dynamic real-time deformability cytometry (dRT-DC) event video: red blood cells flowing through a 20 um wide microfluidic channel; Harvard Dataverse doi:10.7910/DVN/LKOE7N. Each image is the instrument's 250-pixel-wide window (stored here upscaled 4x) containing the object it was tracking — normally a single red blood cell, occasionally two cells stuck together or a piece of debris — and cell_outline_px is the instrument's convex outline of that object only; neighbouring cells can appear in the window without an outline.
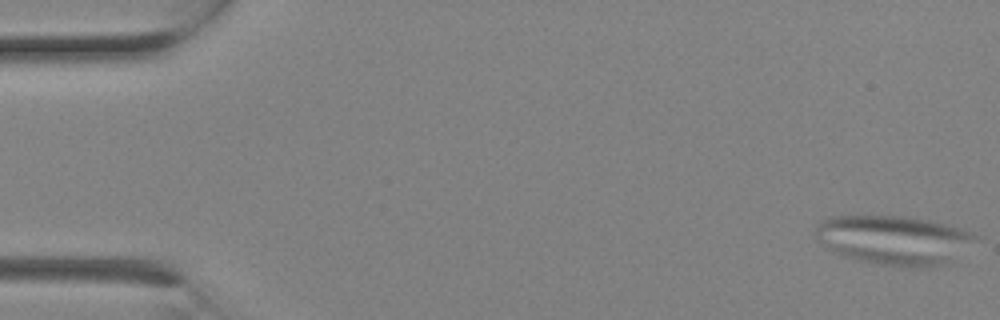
{"species": "Egyptian fruit bat (a non-hibernating species)", "species_latin": "Rousettus aegyptiacus", "temperature_condition": "room temperature", "stored_images_in_passage": 2, "camera_frame_rate_fps": 3000, "um_per_image_px": 0.085, "animal": {"sex": "female"}, "frame": {"image": 1, "passage_image": 1, "time_ms": 0.0, "image_size_px": [1000, 320], "cell_outline_px": [[980, 236], [956, 260], [948, 264], [928, 268], [904, 268], [856, 260], [844, 256], [828, 248], [816, 236], [816, 228], [820, 220], [832, 216], [908, 216], [932, 220], [948, 224], [972, 232]], "centroid_in_image_um": [76.08, 20.41], "position_along_channel_um": 8.9, "area_um2": 46.59}}
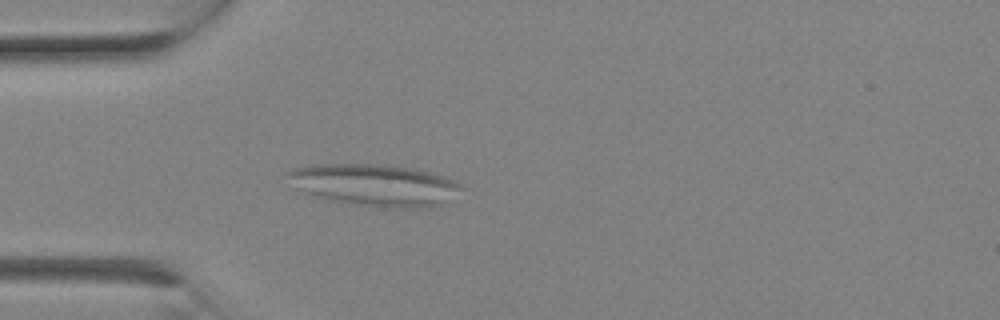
{"frame": {"image": 2, "passage_image": 2, "time_ms": 0.333, "image_size_px": [1000, 320], "cell_outline_px": [[464, 188], [444, 204], [428, 208], [396, 208], [360, 204], [320, 196], [304, 192], [296, 188], [284, 172], [296, 168], [312, 164], [384, 164], [412, 168], [444, 176], [460, 184]], "centroid_in_image_um": [31.9, 15.71], "position_along_channel_um": 53.1, "area_um2": 41.85}}